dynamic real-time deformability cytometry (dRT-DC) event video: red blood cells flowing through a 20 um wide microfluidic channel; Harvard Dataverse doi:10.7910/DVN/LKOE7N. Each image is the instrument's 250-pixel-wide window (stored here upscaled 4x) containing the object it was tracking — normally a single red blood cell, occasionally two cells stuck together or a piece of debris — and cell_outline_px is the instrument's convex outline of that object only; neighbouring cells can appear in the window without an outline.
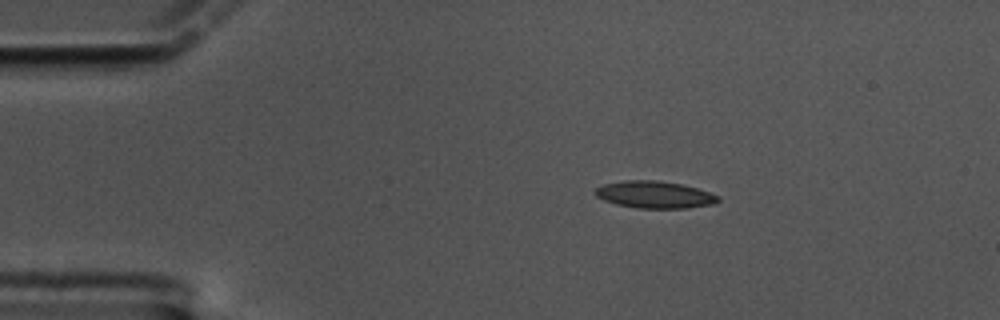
{"species": "common noctule bat (a hibernating species)", "species_latin": "Nyctalus noctula", "temperature_condition": "cold", "stored_images_in_passage": 50, "camera_frame_rate_fps": 3000, "um_per_image_px": 0.085, "animal": {"sex": "male", "body_mass_g": 17.5, "forearm_length_mm": 52.3}, "frame": {"image": 1, "passage_image": 1, "time_ms": 0.0, "image_size_px": [1000, 320], "cell_outline_px": [[720, 200], [712, 204], [688, 208], [636, 208], [616, 204], [604, 200], [596, 196], [592, 192], [596, 188], [604, 184], [624, 180], [656, 180], [684, 184], [720, 196]], "centroid_in_image_um": [55.62, 16.54], "position_along_channel_um": 29.4, "area_um2": 19.48}}
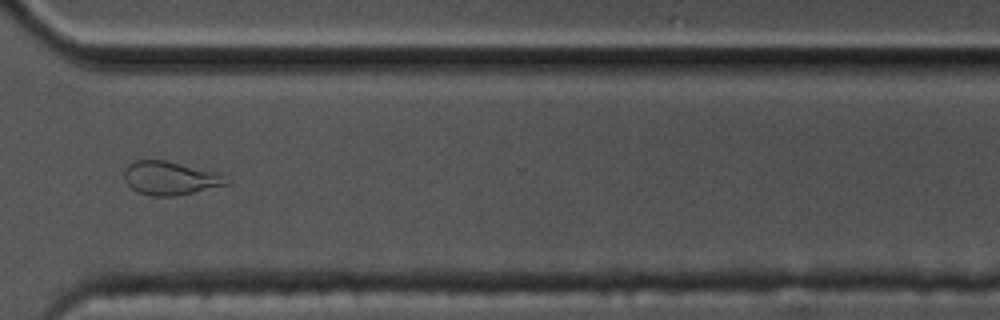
{"frame": {"image": 2, "passage_image": 35, "time_ms": 11.333, "image_size_px": [1000, 320], "cell_outline_px": [[232, 180], [228, 184], [176, 196], [152, 196], [136, 192], [124, 180], [124, 168], [128, 164], [136, 160], [164, 160], [220, 172]], "centroid_in_image_um": [14.49, 15.14], "position_along_channel_um": 356.1, "area_um2": 20.23}}
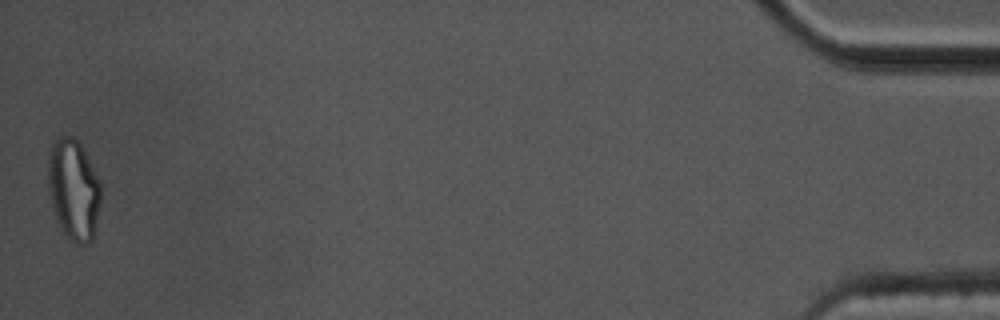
{"frame": {"image": 3, "passage_image": 50, "time_ms": 16.333, "image_size_px": [1000, 320], "cell_outline_px": [[100, 200], [92, 240], [88, 244], [76, 244], [64, 232], [56, 220], [52, 208], [48, 192], [48, 156], [52, 144], [56, 140], [64, 136], [72, 136], [80, 144], [100, 180]], "centroid_in_image_um": [6.23, 16.12], "position_along_channel_um": 429.0, "area_um2": 30.75}, "authors_computed_cell_mechanics": {"area_um2": 18.9873, "velocity_mm_per_s": 3.338, "shape_relaxation_time_tau1_ms": 6.9842, "shape_relaxation_time_tau2_ms": 2.943, "deformation_change_tau1": 0.1898, "deformation_change_tau2": 0.1067}}